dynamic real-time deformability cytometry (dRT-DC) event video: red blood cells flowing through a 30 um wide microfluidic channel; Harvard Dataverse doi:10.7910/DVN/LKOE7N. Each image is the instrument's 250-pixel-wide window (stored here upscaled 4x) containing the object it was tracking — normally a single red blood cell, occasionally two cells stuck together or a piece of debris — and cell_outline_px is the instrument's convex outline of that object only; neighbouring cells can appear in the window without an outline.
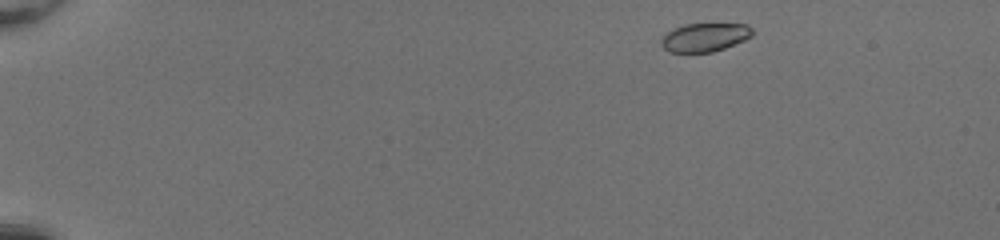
{"species": "common noctule bat (a hibernating species)", "species_latin": "Nyctalus noctula", "temperature_condition": "room temperature", "stored_images_in_passage": 46, "camera_frame_rate_fps": 3000, "um_per_image_px": 0.085, "animal": {"sex": "female", "body_mass_g": 20.0, "forearm_length_mm": 54.0}, "frame": {"image": 1, "passage_image": 2, "time_ms": 0.333, "image_size_px": [1000, 240], "cell_outline_px": [[756, 32], [752, 36], [744, 40], [724, 48], [712, 52], [668, 52], [660, 44], [660, 40], [672, 28], [684, 24], [748, 24]], "centroid_in_image_um": [59.92, 3.16], "position_along_channel_um": 25.1, "area_um2": 15.26}}
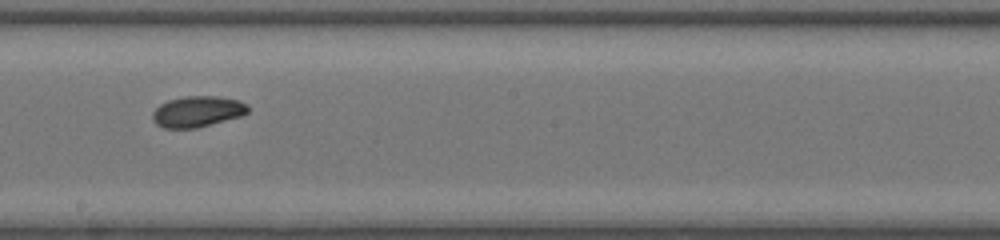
{"frame": {"image": 2, "passage_image": 26, "time_ms": 8.333, "image_size_px": [1000, 240], "cell_outline_px": [[248, 112], [240, 116], [196, 128], [164, 128], [156, 124], [152, 120], [152, 112], [160, 104], [168, 100], [184, 96], [216, 96], [236, 100], [244, 104], [248, 108]], "centroid_in_image_um": [16.71, 9.48], "position_along_channel_um": 231.5, "area_um2": 16.99}}
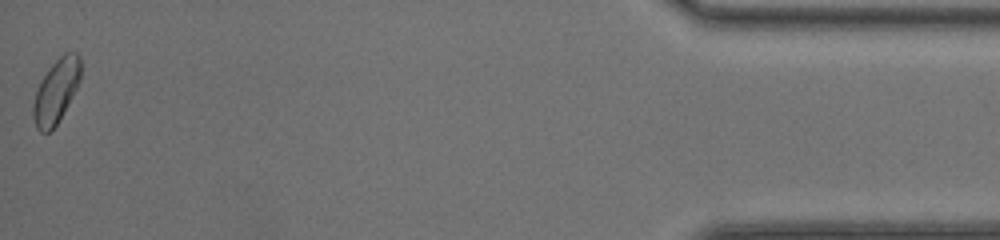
{"frame": {"image": 3, "passage_image": 46, "time_ms": 15.0, "image_size_px": [1000, 240], "cell_outline_px": [[80, 80], [76, 88], [56, 124], [48, 132], [40, 132], [36, 128], [32, 116], [32, 104], [36, 92], [48, 68], [64, 52], [76, 52], [80, 56]], "centroid_in_image_um": [4.75, 7.73], "position_along_channel_um": 430.5, "area_um2": 17.28}, "authors_computed_cell_mechanics": {"area_um2": 16.9932, "velocity_mm_per_s": 4.146, "shape_relaxation_time_tau1_ms": 3.4215, "shape_relaxation_time_tau2_ms": 2.2228, "deformation_change_tau1": 0.0966, "deformation_change_tau2": 0.0522}}